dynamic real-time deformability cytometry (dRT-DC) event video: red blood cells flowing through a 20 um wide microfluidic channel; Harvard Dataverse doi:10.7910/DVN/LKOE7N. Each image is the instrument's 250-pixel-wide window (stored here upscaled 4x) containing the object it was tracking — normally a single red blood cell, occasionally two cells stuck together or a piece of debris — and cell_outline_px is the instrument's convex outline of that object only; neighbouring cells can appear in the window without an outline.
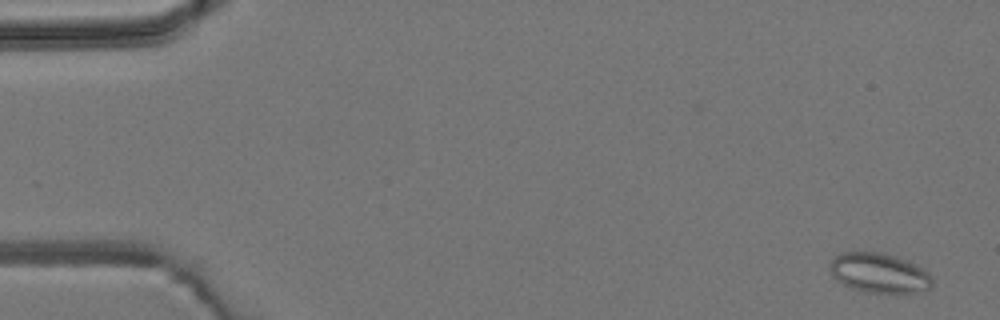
{"species": "common noctule bat (a hibernating species)", "species_latin": "Nyctalus noctula", "temperature_condition": "room temperature", "stored_images_in_passage": 6, "camera_frame_rate_fps": 3000, "um_per_image_px": 0.085, "animal": {"sex": "male", "body_mass_g": 19.2, "forearm_length_mm": 51.8}, "frame": {"image": 1, "passage_image": 1, "time_ms": 0.0, "image_size_px": [1000, 320], "cell_outline_px": [[932, 284], [928, 288], [912, 292], [868, 292], [852, 288], [836, 280], [832, 276], [828, 268], [828, 264], [840, 252], [880, 252], [896, 256], [908, 260], [916, 264], [928, 272], [932, 276]], "centroid_in_image_um": [74.69, 23.17], "position_along_channel_um": 10.3, "area_um2": 23.64}}